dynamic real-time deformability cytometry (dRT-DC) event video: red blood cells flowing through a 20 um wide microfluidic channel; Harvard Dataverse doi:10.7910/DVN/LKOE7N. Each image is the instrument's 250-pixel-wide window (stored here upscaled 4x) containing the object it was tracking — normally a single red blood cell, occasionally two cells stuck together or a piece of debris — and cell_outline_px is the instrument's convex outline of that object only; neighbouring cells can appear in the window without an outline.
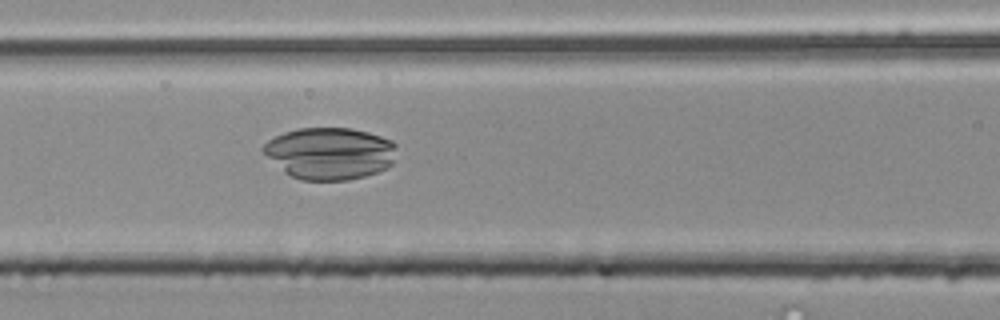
{"species": "common noctule bat (a hibernating species)", "species_latin": "Nyctalus noctula", "temperature_condition": "room temperature", "stored_images_in_passage": 48, "camera_frame_rate_fps": 3000, "um_per_image_px": 0.085, "animal": {"sex": "male", "body_mass_g": 20.4}, "frame": {"image": 1, "passage_image": 17, "time_ms": 5.333, "image_size_px": [1000, 320], "cell_outline_px": [[396, 148], [392, 164], [376, 172], [364, 176], [348, 180], [300, 180], [284, 172], [260, 148], [268, 140], [284, 132], [300, 128], [348, 128], [368, 132], [392, 140], [396, 144]], "centroid_in_image_um": [28.03, 13.03], "position_along_channel_um": 138.6, "area_um2": 40.17}}
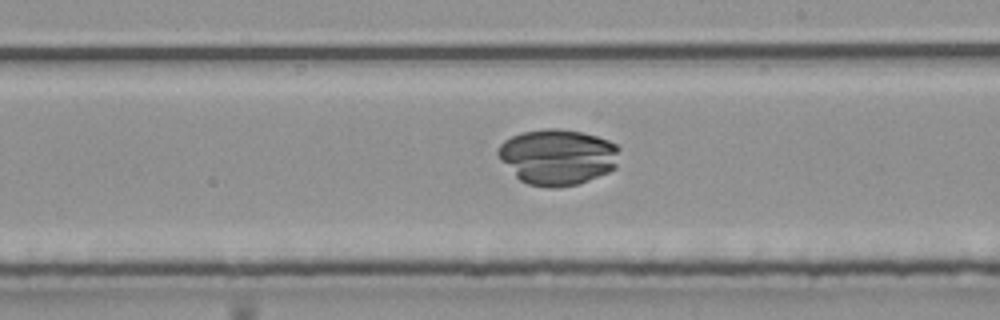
{"frame": {"image": 2, "passage_image": 25, "time_ms": 8.0, "image_size_px": [1000, 320], "cell_outline_px": [[620, 148], [616, 168], [608, 172], [576, 184], [556, 188], [548, 188], [528, 184], [520, 180], [500, 160], [496, 152], [500, 144], [504, 140], [512, 136], [524, 132], [544, 128], [560, 128], [580, 132], [596, 136], [608, 140], [616, 144]], "centroid_in_image_um": [47.39, 13.33], "position_along_channel_um": 241.6, "area_um2": 39.54}}
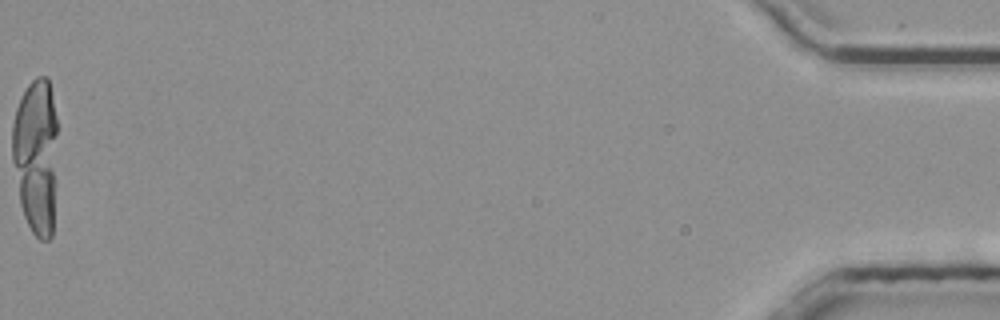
{"frame": {"image": 3, "passage_image": 48, "time_ms": 15.667, "image_size_px": [1000, 320], "cell_outline_px": [[56, 136], [52, 236], [48, 240], [40, 240], [32, 232], [24, 216], [20, 204], [12, 160], [12, 124], [16, 108], [20, 96], [28, 84], [36, 76], [44, 76], [48, 80], [52, 96], [56, 116]], "centroid_in_image_um": [3.03, 13.21], "position_along_channel_um": 432.2, "area_um2": 40.92}}